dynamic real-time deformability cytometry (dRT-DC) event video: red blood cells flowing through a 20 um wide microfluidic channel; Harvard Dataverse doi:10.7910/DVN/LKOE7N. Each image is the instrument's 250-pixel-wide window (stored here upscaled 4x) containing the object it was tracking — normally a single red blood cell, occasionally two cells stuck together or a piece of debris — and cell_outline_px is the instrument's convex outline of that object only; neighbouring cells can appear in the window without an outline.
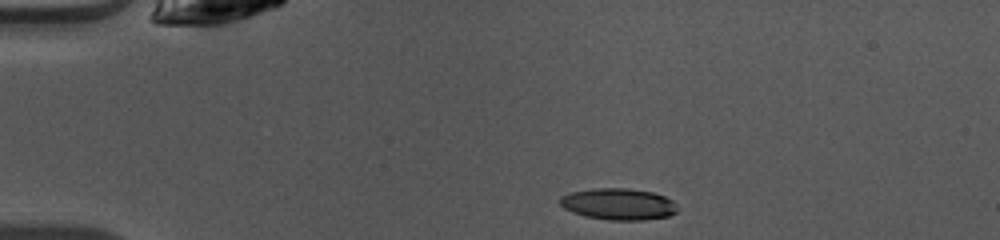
{"species": "common noctule bat (a hibernating species)", "species_latin": "Nyctalus noctula", "temperature_condition": "warm", "stored_images_in_passage": 40, "camera_frame_rate_fps": 3000, "um_per_image_px": 0.085, "animal": {"sex": "female", "body_mass_g": 10.0, "forearm_length_mm": 53.1}, "frame": {"image": 1, "passage_image": 1, "time_ms": 0.0, "image_size_px": [1000, 240], "cell_outline_px": [[676, 212], [668, 216], [644, 220], [608, 220], [584, 216], [572, 212], [564, 208], [560, 204], [560, 196], [572, 192], [596, 188], [628, 188], [652, 192], [664, 196], [672, 200], [676, 204]], "centroid_in_image_um": [52.56, 17.35], "position_along_channel_um": 32.4, "area_um2": 21.56}}
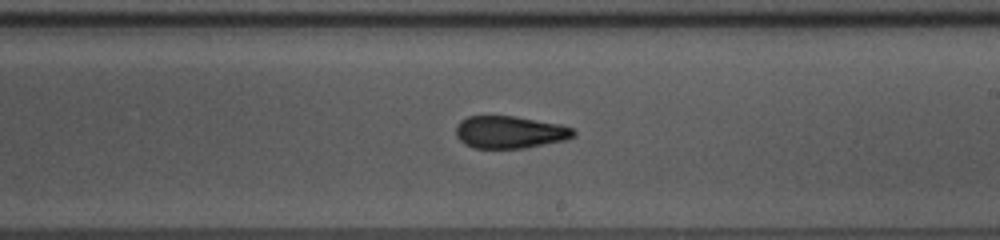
{"frame": {"image": 2, "passage_image": 20, "time_ms": 6.333, "image_size_px": [1000, 240], "cell_outline_px": [[576, 136], [564, 140], [524, 148], [472, 148], [464, 144], [456, 136], [456, 124], [460, 120], [468, 116], [516, 116], [560, 124], [572, 128], [576, 132]], "centroid_in_image_um": [43.31, 11.23], "position_along_channel_um": 245.7, "area_um2": 22.31}}
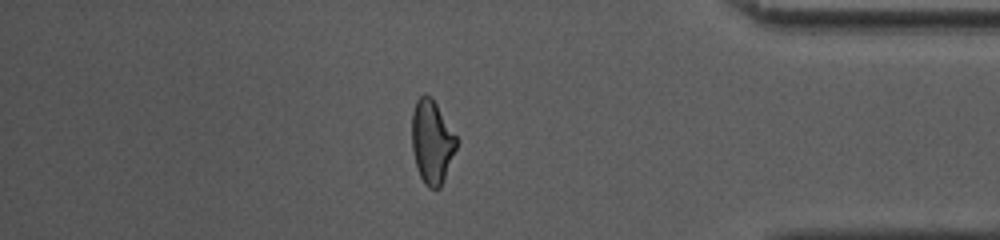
{"frame": {"image": 3, "passage_image": 33, "time_ms": 10.667, "image_size_px": [1000, 240], "cell_outline_px": [[460, 140], [440, 188], [428, 188], [424, 184], [420, 176], [416, 164], [412, 148], [412, 112], [416, 100], [424, 92], [432, 96]], "centroid_in_image_um": [36.73, 12.0], "position_along_channel_um": 398.5, "area_um2": 22.08}, "authors_computed_cell_mechanics": {"area_um2": 22.3108, "velocity_mm_per_s": 4.101, "shape_relaxation_time_tau1_ms": null, "shape_relaxation_time_tau2_ms": 2.6712, "deformation_change_tau1": null, "deformation_change_tau2": 0.0663}}